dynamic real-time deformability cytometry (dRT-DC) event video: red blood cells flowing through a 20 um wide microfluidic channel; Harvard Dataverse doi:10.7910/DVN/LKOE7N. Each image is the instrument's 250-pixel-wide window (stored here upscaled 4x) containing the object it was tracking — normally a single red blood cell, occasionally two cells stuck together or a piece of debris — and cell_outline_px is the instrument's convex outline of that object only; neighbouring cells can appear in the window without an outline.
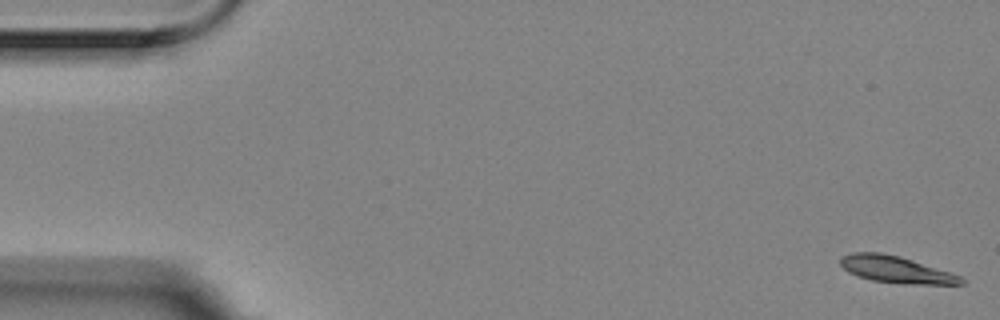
{"species": "Egyptian fruit bat (a non-hibernating species)", "species_latin": "Rousettus aegyptiacus", "temperature_condition": "room temperature", "stored_images_in_passage": 7, "camera_frame_rate_fps": 3000, "um_per_image_px": 0.085, "animal": {"sex": "female"}, "frame": {"image": 1, "passage_image": 1, "time_ms": 0.0, "image_size_px": [1000, 320], "cell_outline_px": [[964, 284], [912, 284], [872, 280], [848, 272], [840, 264], [840, 256], [852, 252], [880, 252], [900, 256], [960, 276], [964, 280]], "centroid_in_image_um": [76.11, 22.89], "position_along_channel_um": 8.9, "area_um2": 18.5}}
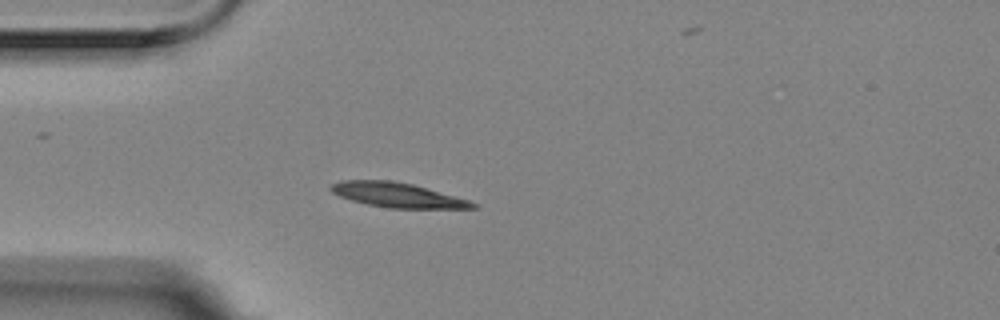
{"frame": {"image": 2, "passage_image": 5, "time_ms": 1.333, "image_size_px": [1000, 320], "cell_outline_px": [[480, 204], [476, 208], [388, 208], [368, 204], [352, 200], [340, 196], [332, 192], [328, 188], [332, 184], [340, 180], [388, 180], [412, 184], [468, 200]], "centroid_in_image_um": [33.76, 16.57], "position_along_channel_um": 51.2, "area_um2": 20.11}}